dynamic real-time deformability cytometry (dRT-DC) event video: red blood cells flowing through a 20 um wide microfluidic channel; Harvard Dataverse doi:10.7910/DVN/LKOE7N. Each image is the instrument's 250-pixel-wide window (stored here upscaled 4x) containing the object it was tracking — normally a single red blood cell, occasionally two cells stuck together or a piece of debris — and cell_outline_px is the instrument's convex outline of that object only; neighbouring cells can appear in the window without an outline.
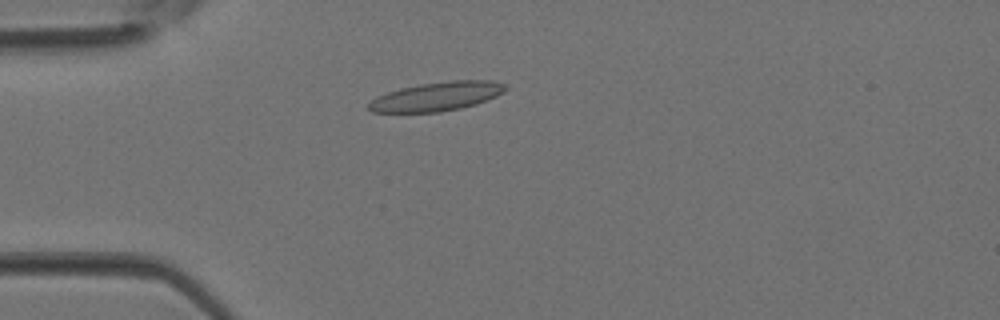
{"species": "Egyptian fruit bat (a non-hibernating species)", "species_latin": "Rousettus aegyptiacus", "temperature_condition": "room temperature", "stored_images_in_passage": 1, "camera_frame_rate_fps": 3000, "um_per_image_px": 0.085, "animal": {"sex": "female"}, "frame": {"image": 1, "passage_image": 1, "time_ms": 0.0, "image_size_px": [1000, 320], "cell_outline_px": [[508, 88], [504, 92], [496, 96], [476, 104], [460, 108], [440, 112], [372, 112], [368, 108], [368, 104], [376, 96], [400, 88], [420, 84], [452, 80], [492, 80], [504, 84]], "centroid_in_image_um": [37.14, 8.19], "position_along_channel_um": 47.9, "area_um2": 23.0}}